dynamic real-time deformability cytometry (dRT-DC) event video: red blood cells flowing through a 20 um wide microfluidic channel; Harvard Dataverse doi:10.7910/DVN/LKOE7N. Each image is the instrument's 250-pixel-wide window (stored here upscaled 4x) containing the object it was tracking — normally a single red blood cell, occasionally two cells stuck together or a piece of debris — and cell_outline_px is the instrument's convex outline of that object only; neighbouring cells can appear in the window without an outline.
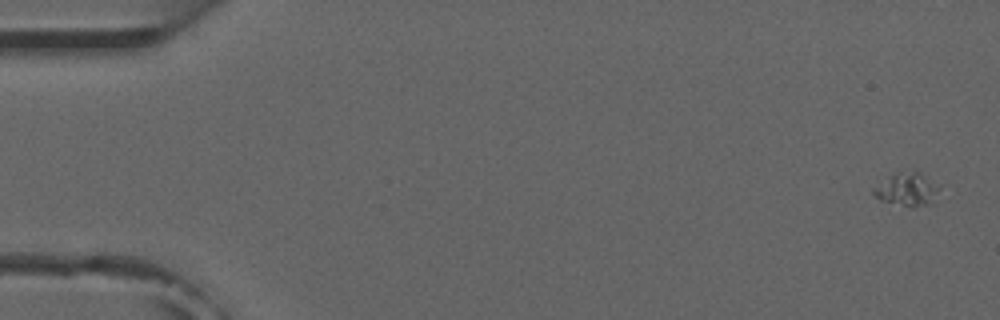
{"species": "common noctule bat (a hibernating species)", "species_latin": "Nyctalus noctula", "temperature_condition": "room temperature", "stored_images_in_passage": 6, "camera_frame_rate_fps": 3000, "um_per_image_px": 0.085, "animal": {"sex": "male", "forearm_length_mm": 52.5}, "frame": {"image": 1, "passage_image": 1, "time_ms": 0.0, "image_size_px": [1000, 320], "cell_outline_px": [[940, 188], [928, 204], [912, 208], [880, 200], [872, 192], [872, 188], [888, 176], [896, 172], [920, 172]], "centroid_in_image_um": [77.03, 16.1], "position_along_channel_um": 8.0, "area_um2": 12.37}}